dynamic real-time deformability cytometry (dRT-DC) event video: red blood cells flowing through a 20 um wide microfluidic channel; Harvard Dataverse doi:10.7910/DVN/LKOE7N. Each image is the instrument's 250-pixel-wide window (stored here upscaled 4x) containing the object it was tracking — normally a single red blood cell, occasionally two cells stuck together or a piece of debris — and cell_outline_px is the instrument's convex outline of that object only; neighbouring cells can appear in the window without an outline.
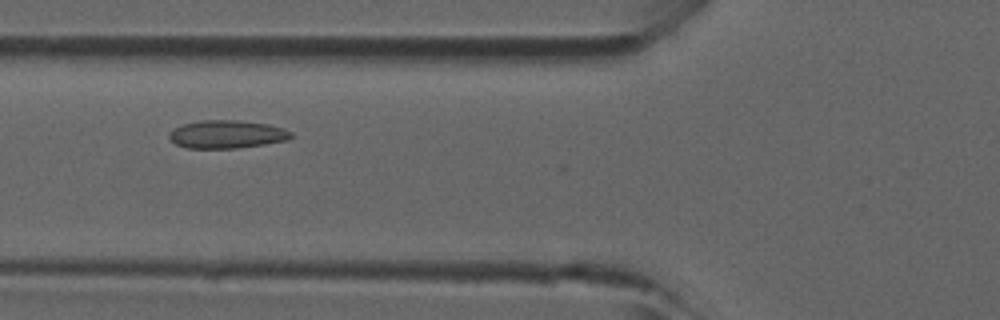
{"species": "common noctule bat (a hibernating species)", "species_latin": "Nyctalus noctula", "temperature_condition": "room temperature", "stored_images_in_passage": 2, "camera_frame_rate_fps": 3000, "um_per_image_px": 0.085, "animal": {"sex": "male", "forearm_length_mm": 52.5}, "frame": {"image": 1, "passage_image": 2, "time_ms": 0.333, "image_size_px": [1000, 320], "cell_outline_px": [[292, 136], [288, 140], [264, 144], [236, 148], [188, 148], [176, 144], [168, 136], [168, 132], [180, 124], [200, 120], [236, 120], [268, 124], [284, 128], [292, 132]], "centroid_in_image_um": [19.26, 11.4], "position_along_channel_um": 106.5, "area_um2": 20.0}}